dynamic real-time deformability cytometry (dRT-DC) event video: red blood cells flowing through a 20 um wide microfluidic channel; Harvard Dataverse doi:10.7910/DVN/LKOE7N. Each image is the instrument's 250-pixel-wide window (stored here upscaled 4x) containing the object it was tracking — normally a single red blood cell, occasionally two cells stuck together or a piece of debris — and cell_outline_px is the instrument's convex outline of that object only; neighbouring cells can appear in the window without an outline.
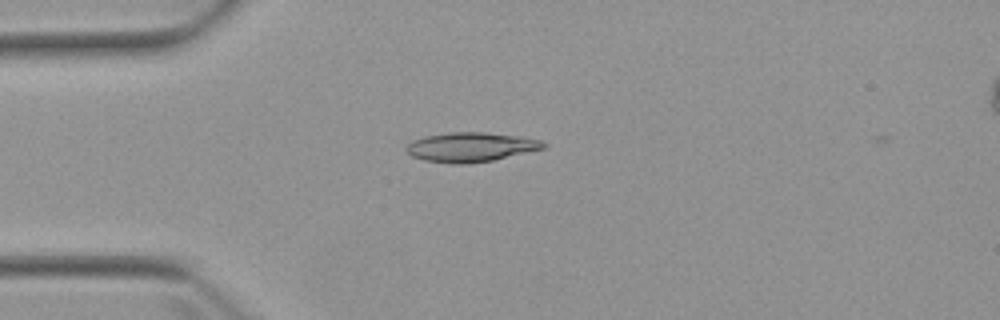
{"species": "Egyptian fruit bat (a non-hibernating species)", "species_latin": "Rousettus aegyptiacus", "temperature_condition": "warm", "stored_images_in_passage": 2, "camera_frame_rate_fps": 3000, "um_per_image_px": 0.085, "animal": {"sex": "female"}, "frame": {"image": 1, "passage_image": 1, "time_ms": 0.0, "image_size_px": [1000, 320], "cell_outline_px": [[548, 144], [544, 148], [492, 160], [468, 164], [452, 164], [424, 160], [412, 156], [404, 148], [412, 140], [424, 136], [452, 132], [484, 132], [520, 136], [540, 140]], "centroid_in_image_um": [39.99, 12.5], "position_along_channel_um": 45.0, "area_um2": 23.47}}